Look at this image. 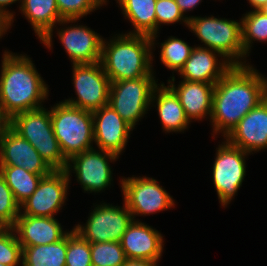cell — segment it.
<instances>
[{"label":"cell","instance_id":"obj_34","mask_svg":"<svg viewBox=\"0 0 267 266\" xmlns=\"http://www.w3.org/2000/svg\"><path fill=\"white\" fill-rule=\"evenodd\" d=\"M20 215V205L16 202L13 192L0 175V225L12 228Z\"/></svg>","mask_w":267,"mask_h":266},{"label":"cell","instance_id":"obj_35","mask_svg":"<svg viewBox=\"0 0 267 266\" xmlns=\"http://www.w3.org/2000/svg\"><path fill=\"white\" fill-rule=\"evenodd\" d=\"M21 2L22 0H0V14L9 21V27L12 26V23L14 22V13L10 12L7 6L10 4H13L15 2ZM8 9V10H7Z\"/></svg>","mask_w":267,"mask_h":266},{"label":"cell","instance_id":"obj_29","mask_svg":"<svg viewBox=\"0 0 267 266\" xmlns=\"http://www.w3.org/2000/svg\"><path fill=\"white\" fill-rule=\"evenodd\" d=\"M92 266H122L126 260L120 242L90 243Z\"/></svg>","mask_w":267,"mask_h":266},{"label":"cell","instance_id":"obj_30","mask_svg":"<svg viewBox=\"0 0 267 266\" xmlns=\"http://www.w3.org/2000/svg\"><path fill=\"white\" fill-rule=\"evenodd\" d=\"M66 266H92L90 242L74 229L67 234Z\"/></svg>","mask_w":267,"mask_h":266},{"label":"cell","instance_id":"obj_38","mask_svg":"<svg viewBox=\"0 0 267 266\" xmlns=\"http://www.w3.org/2000/svg\"><path fill=\"white\" fill-rule=\"evenodd\" d=\"M10 29L9 27V21L6 20L1 14H0V39L3 37L4 34Z\"/></svg>","mask_w":267,"mask_h":266},{"label":"cell","instance_id":"obj_40","mask_svg":"<svg viewBox=\"0 0 267 266\" xmlns=\"http://www.w3.org/2000/svg\"><path fill=\"white\" fill-rule=\"evenodd\" d=\"M259 11L267 16V2H265V4L259 9Z\"/></svg>","mask_w":267,"mask_h":266},{"label":"cell","instance_id":"obj_32","mask_svg":"<svg viewBox=\"0 0 267 266\" xmlns=\"http://www.w3.org/2000/svg\"><path fill=\"white\" fill-rule=\"evenodd\" d=\"M62 19H77L106 5V0H56Z\"/></svg>","mask_w":267,"mask_h":266},{"label":"cell","instance_id":"obj_9","mask_svg":"<svg viewBox=\"0 0 267 266\" xmlns=\"http://www.w3.org/2000/svg\"><path fill=\"white\" fill-rule=\"evenodd\" d=\"M86 224H77L74 230L90 243L120 242L122 235L132 223L133 216L124 205L96 204Z\"/></svg>","mask_w":267,"mask_h":266},{"label":"cell","instance_id":"obj_8","mask_svg":"<svg viewBox=\"0 0 267 266\" xmlns=\"http://www.w3.org/2000/svg\"><path fill=\"white\" fill-rule=\"evenodd\" d=\"M212 166V180L221 206L234 199L246 176L248 152L231 145L226 139L216 148Z\"/></svg>","mask_w":267,"mask_h":266},{"label":"cell","instance_id":"obj_39","mask_svg":"<svg viewBox=\"0 0 267 266\" xmlns=\"http://www.w3.org/2000/svg\"><path fill=\"white\" fill-rule=\"evenodd\" d=\"M254 10H259L267 0H247Z\"/></svg>","mask_w":267,"mask_h":266},{"label":"cell","instance_id":"obj_7","mask_svg":"<svg viewBox=\"0 0 267 266\" xmlns=\"http://www.w3.org/2000/svg\"><path fill=\"white\" fill-rule=\"evenodd\" d=\"M154 74L110 83L108 105L133 129L151 105L154 88L159 85Z\"/></svg>","mask_w":267,"mask_h":266},{"label":"cell","instance_id":"obj_37","mask_svg":"<svg viewBox=\"0 0 267 266\" xmlns=\"http://www.w3.org/2000/svg\"><path fill=\"white\" fill-rule=\"evenodd\" d=\"M158 262L144 259H130L126 258L122 266H157Z\"/></svg>","mask_w":267,"mask_h":266},{"label":"cell","instance_id":"obj_6","mask_svg":"<svg viewBox=\"0 0 267 266\" xmlns=\"http://www.w3.org/2000/svg\"><path fill=\"white\" fill-rule=\"evenodd\" d=\"M26 139L53 170H65L64 157L55 137L50 110L42 107L16 114L7 122Z\"/></svg>","mask_w":267,"mask_h":266},{"label":"cell","instance_id":"obj_3","mask_svg":"<svg viewBox=\"0 0 267 266\" xmlns=\"http://www.w3.org/2000/svg\"><path fill=\"white\" fill-rule=\"evenodd\" d=\"M105 40L100 63L110 82L154 74L151 36L122 33Z\"/></svg>","mask_w":267,"mask_h":266},{"label":"cell","instance_id":"obj_26","mask_svg":"<svg viewBox=\"0 0 267 266\" xmlns=\"http://www.w3.org/2000/svg\"><path fill=\"white\" fill-rule=\"evenodd\" d=\"M0 175L10 187L19 205L34 193L43 177L17 166H0Z\"/></svg>","mask_w":267,"mask_h":266},{"label":"cell","instance_id":"obj_22","mask_svg":"<svg viewBox=\"0 0 267 266\" xmlns=\"http://www.w3.org/2000/svg\"><path fill=\"white\" fill-rule=\"evenodd\" d=\"M19 9L30 22L40 42L51 50L53 28L63 20L56 0H22Z\"/></svg>","mask_w":267,"mask_h":266},{"label":"cell","instance_id":"obj_11","mask_svg":"<svg viewBox=\"0 0 267 266\" xmlns=\"http://www.w3.org/2000/svg\"><path fill=\"white\" fill-rule=\"evenodd\" d=\"M72 67L77 99L69 98L64 102L90 112L107 105L111 82L101 63L73 64Z\"/></svg>","mask_w":267,"mask_h":266},{"label":"cell","instance_id":"obj_15","mask_svg":"<svg viewBox=\"0 0 267 266\" xmlns=\"http://www.w3.org/2000/svg\"><path fill=\"white\" fill-rule=\"evenodd\" d=\"M0 166L22 167L41 176L53 171L37 150L8 123L0 133Z\"/></svg>","mask_w":267,"mask_h":266},{"label":"cell","instance_id":"obj_20","mask_svg":"<svg viewBox=\"0 0 267 266\" xmlns=\"http://www.w3.org/2000/svg\"><path fill=\"white\" fill-rule=\"evenodd\" d=\"M12 229L22 247L55 243L69 233L55 217L30 215H19Z\"/></svg>","mask_w":267,"mask_h":266},{"label":"cell","instance_id":"obj_21","mask_svg":"<svg viewBox=\"0 0 267 266\" xmlns=\"http://www.w3.org/2000/svg\"><path fill=\"white\" fill-rule=\"evenodd\" d=\"M170 78L167 80L168 86L178 96L189 121H202L205 117L210 119L215 84L182 80L176 86L175 76Z\"/></svg>","mask_w":267,"mask_h":266},{"label":"cell","instance_id":"obj_25","mask_svg":"<svg viewBox=\"0 0 267 266\" xmlns=\"http://www.w3.org/2000/svg\"><path fill=\"white\" fill-rule=\"evenodd\" d=\"M67 235L58 242L22 247V266H66Z\"/></svg>","mask_w":267,"mask_h":266},{"label":"cell","instance_id":"obj_41","mask_svg":"<svg viewBox=\"0 0 267 266\" xmlns=\"http://www.w3.org/2000/svg\"><path fill=\"white\" fill-rule=\"evenodd\" d=\"M7 124V122L1 117L0 115V133L3 129V127Z\"/></svg>","mask_w":267,"mask_h":266},{"label":"cell","instance_id":"obj_10","mask_svg":"<svg viewBox=\"0 0 267 266\" xmlns=\"http://www.w3.org/2000/svg\"><path fill=\"white\" fill-rule=\"evenodd\" d=\"M123 201L131 212L133 219L136 216H146L175 207L172 196L150 177H126L120 180Z\"/></svg>","mask_w":267,"mask_h":266},{"label":"cell","instance_id":"obj_14","mask_svg":"<svg viewBox=\"0 0 267 266\" xmlns=\"http://www.w3.org/2000/svg\"><path fill=\"white\" fill-rule=\"evenodd\" d=\"M76 21L77 19H63L58 25H74L57 29L58 38L72 65L100 62L104 38L86 25H75Z\"/></svg>","mask_w":267,"mask_h":266},{"label":"cell","instance_id":"obj_12","mask_svg":"<svg viewBox=\"0 0 267 266\" xmlns=\"http://www.w3.org/2000/svg\"><path fill=\"white\" fill-rule=\"evenodd\" d=\"M119 157L112 152L92 148L71 157L65 171L69 176L72 171L76 173L77 181L84 192L100 193L112 185L113 170L109 162L114 163Z\"/></svg>","mask_w":267,"mask_h":266},{"label":"cell","instance_id":"obj_1","mask_svg":"<svg viewBox=\"0 0 267 266\" xmlns=\"http://www.w3.org/2000/svg\"><path fill=\"white\" fill-rule=\"evenodd\" d=\"M264 76L251 64L233 66L215 84L210 116L213 137L222 133L225 138L267 97V77Z\"/></svg>","mask_w":267,"mask_h":266},{"label":"cell","instance_id":"obj_2","mask_svg":"<svg viewBox=\"0 0 267 266\" xmlns=\"http://www.w3.org/2000/svg\"><path fill=\"white\" fill-rule=\"evenodd\" d=\"M1 62V117L8 122L16 114L42 108L49 90L31 58L5 50Z\"/></svg>","mask_w":267,"mask_h":266},{"label":"cell","instance_id":"obj_5","mask_svg":"<svg viewBox=\"0 0 267 266\" xmlns=\"http://www.w3.org/2000/svg\"><path fill=\"white\" fill-rule=\"evenodd\" d=\"M188 28L201 40L205 48L220 53L233 66L248 65L244 59L241 20L238 22L212 15L189 16Z\"/></svg>","mask_w":267,"mask_h":266},{"label":"cell","instance_id":"obj_18","mask_svg":"<svg viewBox=\"0 0 267 266\" xmlns=\"http://www.w3.org/2000/svg\"><path fill=\"white\" fill-rule=\"evenodd\" d=\"M133 220L120 240L126 258L158 262L163 253L162 234L146 223Z\"/></svg>","mask_w":267,"mask_h":266},{"label":"cell","instance_id":"obj_17","mask_svg":"<svg viewBox=\"0 0 267 266\" xmlns=\"http://www.w3.org/2000/svg\"><path fill=\"white\" fill-rule=\"evenodd\" d=\"M224 139L249 154L267 149V97L250 110Z\"/></svg>","mask_w":267,"mask_h":266},{"label":"cell","instance_id":"obj_13","mask_svg":"<svg viewBox=\"0 0 267 266\" xmlns=\"http://www.w3.org/2000/svg\"><path fill=\"white\" fill-rule=\"evenodd\" d=\"M70 181L71 176L65 170H53L43 176L34 193L20 205V215L38 217L57 215L67 199Z\"/></svg>","mask_w":267,"mask_h":266},{"label":"cell","instance_id":"obj_24","mask_svg":"<svg viewBox=\"0 0 267 266\" xmlns=\"http://www.w3.org/2000/svg\"><path fill=\"white\" fill-rule=\"evenodd\" d=\"M119 4L125 19H128L133 31L128 34L156 35L157 0H115Z\"/></svg>","mask_w":267,"mask_h":266},{"label":"cell","instance_id":"obj_36","mask_svg":"<svg viewBox=\"0 0 267 266\" xmlns=\"http://www.w3.org/2000/svg\"><path fill=\"white\" fill-rule=\"evenodd\" d=\"M175 2L185 16L186 12L191 11L194 8L196 9V6H198L202 0H175Z\"/></svg>","mask_w":267,"mask_h":266},{"label":"cell","instance_id":"obj_31","mask_svg":"<svg viewBox=\"0 0 267 266\" xmlns=\"http://www.w3.org/2000/svg\"><path fill=\"white\" fill-rule=\"evenodd\" d=\"M156 12V35H152V44L153 47L157 45L156 37H158L157 33H159L160 26L163 24H173L178 22H183L186 27H188L189 17L182 13L179 6L175 2V0H157L155 5Z\"/></svg>","mask_w":267,"mask_h":266},{"label":"cell","instance_id":"obj_28","mask_svg":"<svg viewBox=\"0 0 267 266\" xmlns=\"http://www.w3.org/2000/svg\"><path fill=\"white\" fill-rule=\"evenodd\" d=\"M160 45V61L167 67V69H170L173 72L180 71L194 48L193 46H189L184 40L175 36H170Z\"/></svg>","mask_w":267,"mask_h":266},{"label":"cell","instance_id":"obj_27","mask_svg":"<svg viewBox=\"0 0 267 266\" xmlns=\"http://www.w3.org/2000/svg\"><path fill=\"white\" fill-rule=\"evenodd\" d=\"M240 20L246 58L249 56L253 41L267 42V16L259 10H252L244 14Z\"/></svg>","mask_w":267,"mask_h":266},{"label":"cell","instance_id":"obj_4","mask_svg":"<svg viewBox=\"0 0 267 266\" xmlns=\"http://www.w3.org/2000/svg\"><path fill=\"white\" fill-rule=\"evenodd\" d=\"M50 115L55 137L67 160L94 148L92 112L61 101L51 106Z\"/></svg>","mask_w":267,"mask_h":266},{"label":"cell","instance_id":"obj_16","mask_svg":"<svg viewBox=\"0 0 267 266\" xmlns=\"http://www.w3.org/2000/svg\"><path fill=\"white\" fill-rule=\"evenodd\" d=\"M92 114L94 143L98 149L121 155L133 128L108 104Z\"/></svg>","mask_w":267,"mask_h":266},{"label":"cell","instance_id":"obj_19","mask_svg":"<svg viewBox=\"0 0 267 266\" xmlns=\"http://www.w3.org/2000/svg\"><path fill=\"white\" fill-rule=\"evenodd\" d=\"M232 67L220 53L200 45L194 46L178 74L183 80L216 84Z\"/></svg>","mask_w":267,"mask_h":266},{"label":"cell","instance_id":"obj_23","mask_svg":"<svg viewBox=\"0 0 267 266\" xmlns=\"http://www.w3.org/2000/svg\"><path fill=\"white\" fill-rule=\"evenodd\" d=\"M155 102L164 132L176 133L188 129L191 122L186 117L178 96L169 86L160 83L154 88L151 104L154 106Z\"/></svg>","mask_w":267,"mask_h":266},{"label":"cell","instance_id":"obj_33","mask_svg":"<svg viewBox=\"0 0 267 266\" xmlns=\"http://www.w3.org/2000/svg\"><path fill=\"white\" fill-rule=\"evenodd\" d=\"M0 263L7 266L22 264V246L12 228L0 230Z\"/></svg>","mask_w":267,"mask_h":266}]
</instances>
